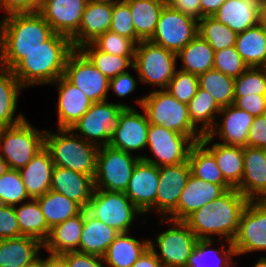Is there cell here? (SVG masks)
<instances>
[{
    "label": "cell",
    "instance_id": "cell-19",
    "mask_svg": "<svg viewBox=\"0 0 266 267\" xmlns=\"http://www.w3.org/2000/svg\"><path fill=\"white\" fill-rule=\"evenodd\" d=\"M87 0H43L39 14L56 34L72 38L79 29Z\"/></svg>",
    "mask_w": 266,
    "mask_h": 267
},
{
    "label": "cell",
    "instance_id": "cell-20",
    "mask_svg": "<svg viewBox=\"0 0 266 267\" xmlns=\"http://www.w3.org/2000/svg\"><path fill=\"white\" fill-rule=\"evenodd\" d=\"M190 175L188 160L177 165L159 167L156 212L161 214V218H166L177 207Z\"/></svg>",
    "mask_w": 266,
    "mask_h": 267
},
{
    "label": "cell",
    "instance_id": "cell-10",
    "mask_svg": "<svg viewBox=\"0 0 266 267\" xmlns=\"http://www.w3.org/2000/svg\"><path fill=\"white\" fill-rule=\"evenodd\" d=\"M86 211L119 233H131L136 216L144 214L124 192L94 189Z\"/></svg>",
    "mask_w": 266,
    "mask_h": 267
},
{
    "label": "cell",
    "instance_id": "cell-35",
    "mask_svg": "<svg viewBox=\"0 0 266 267\" xmlns=\"http://www.w3.org/2000/svg\"><path fill=\"white\" fill-rule=\"evenodd\" d=\"M176 55L182 62L181 71L199 76L214 68V50L199 34Z\"/></svg>",
    "mask_w": 266,
    "mask_h": 267
},
{
    "label": "cell",
    "instance_id": "cell-47",
    "mask_svg": "<svg viewBox=\"0 0 266 267\" xmlns=\"http://www.w3.org/2000/svg\"><path fill=\"white\" fill-rule=\"evenodd\" d=\"M98 50L121 57H134L136 44L129 38L106 31L91 42Z\"/></svg>",
    "mask_w": 266,
    "mask_h": 267
},
{
    "label": "cell",
    "instance_id": "cell-31",
    "mask_svg": "<svg viewBox=\"0 0 266 267\" xmlns=\"http://www.w3.org/2000/svg\"><path fill=\"white\" fill-rule=\"evenodd\" d=\"M83 226L84 210L51 228L49 237L43 243L44 250L53 254H62L68 251L79 252Z\"/></svg>",
    "mask_w": 266,
    "mask_h": 267
},
{
    "label": "cell",
    "instance_id": "cell-16",
    "mask_svg": "<svg viewBox=\"0 0 266 267\" xmlns=\"http://www.w3.org/2000/svg\"><path fill=\"white\" fill-rule=\"evenodd\" d=\"M149 126L145 112L141 114L136 108H123L108 145L128 153L144 150Z\"/></svg>",
    "mask_w": 266,
    "mask_h": 267
},
{
    "label": "cell",
    "instance_id": "cell-15",
    "mask_svg": "<svg viewBox=\"0 0 266 267\" xmlns=\"http://www.w3.org/2000/svg\"><path fill=\"white\" fill-rule=\"evenodd\" d=\"M232 243L236 256L266 251V200L247 203Z\"/></svg>",
    "mask_w": 266,
    "mask_h": 267
},
{
    "label": "cell",
    "instance_id": "cell-22",
    "mask_svg": "<svg viewBox=\"0 0 266 267\" xmlns=\"http://www.w3.org/2000/svg\"><path fill=\"white\" fill-rule=\"evenodd\" d=\"M220 115L221 121L215 123L208 135L214 139L219 136L222 144L246 147L254 117L233 104L221 107Z\"/></svg>",
    "mask_w": 266,
    "mask_h": 267
},
{
    "label": "cell",
    "instance_id": "cell-6",
    "mask_svg": "<svg viewBox=\"0 0 266 267\" xmlns=\"http://www.w3.org/2000/svg\"><path fill=\"white\" fill-rule=\"evenodd\" d=\"M176 53L156 45L151 41H140L135 47L133 69L139 81L167 89L177 70Z\"/></svg>",
    "mask_w": 266,
    "mask_h": 267
},
{
    "label": "cell",
    "instance_id": "cell-14",
    "mask_svg": "<svg viewBox=\"0 0 266 267\" xmlns=\"http://www.w3.org/2000/svg\"><path fill=\"white\" fill-rule=\"evenodd\" d=\"M63 76L93 103L106 101L110 94V80L80 49H74L68 56Z\"/></svg>",
    "mask_w": 266,
    "mask_h": 267
},
{
    "label": "cell",
    "instance_id": "cell-39",
    "mask_svg": "<svg viewBox=\"0 0 266 267\" xmlns=\"http://www.w3.org/2000/svg\"><path fill=\"white\" fill-rule=\"evenodd\" d=\"M19 229L23 236H30L38 239L42 244L50 234V228L41 211L37 199H29L14 206Z\"/></svg>",
    "mask_w": 266,
    "mask_h": 267
},
{
    "label": "cell",
    "instance_id": "cell-61",
    "mask_svg": "<svg viewBox=\"0 0 266 267\" xmlns=\"http://www.w3.org/2000/svg\"><path fill=\"white\" fill-rule=\"evenodd\" d=\"M259 24L266 32V0H260L259 6Z\"/></svg>",
    "mask_w": 266,
    "mask_h": 267
},
{
    "label": "cell",
    "instance_id": "cell-2",
    "mask_svg": "<svg viewBox=\"0 0 266 267\" xmlns=\"http://www.w3.org/2000/svg\"><path fill=\"white\" fill-rule=\"evenodd\" d=\"M54 31L38 13L11 14L0 19V64L12 69L26 53L41 46Z\"/></svg>",
    "mask_w": 266,
    "mask_h": 267
},
{
    "label": "cell",
    "instance_id": "cell-49",
    "mask_svg": "<svg viewBox=\"0 0 266 267\" xmlns=\"http://www.w3.org/2000/svg\"><path fill=\"white\" fill-rule=\"evenodd\" d=\"M109 31L131 39L136 45L141 41L136 35L129 6L124 0L113 4Z\"/></svg>",
    "mask_w": 266,
    "mask_h": 267
},
{
    "label": "cell",
    "instance_id": "cell-30",
    "mask_svg": "<svg viewBox=\"0 0 266 267\" xmlns=\"http://www.w3.org/2000/svg\"><path fill=\"white\" fill-rule=\"evenodd\" d=\"M22 90L12 69L0 64V129L15 126L26 119L22 113L15 116Z\"/></svg>",
    "mask_w": 266,
    "mask_h": 267
},
{
    "label": "cell",
    "instance_id": "cell-29",
    "mask_svg": "<svg viewBox=\"0 0 266 267\" xmlns=\"http://www.w3.org/2000/svg\"><path fill=\"white\" fill-rule=\"evenodd\" d=\"M42 249L43 244L30 236L0 239V267H25L39 257Z\"/></svg>",
    "mask_w": 266,
    "mask_h": 267
},
{
    "label": "cell",
    "instance_id": "cell-57",
    "mask_svg": "<svg viewBox=\"0 0 266 267\" xmlns=\"http://www.w3.org/2000/svg\"><path fill=\"white\" fill-rule=\"evenodd\" d=\"M171 7L197 20L201 19L200 0H177Z\"/></svg>",
    "mask_w": 266,
    "mask_h": 267
},
{
    "label": "cell",
    "instance_id": "cell-42",
    "mask_svg": "<svg viewBox=\"0 0 266 267\" xmlns=\"http://www.w3.org/2000/svg\"><path fill=\"white\" fill-rule=\"evenodd\" d=\"M199 87L207 91L220 106H228L234 102V78L211 69L198 76Z\"/></svg>",
    "mask_w": 266,
    "mask_h": 267
},
{
    "label": "cell",
    "instance_id": "cell-56",
    "mask_svg": "<svg viewBox=\"0 0 266 267\" xmlns=\"http://www.w3.org/2000/svg\"><path fill=\"white\" fill-rule=\"evenodd\" d=\"M137 82L135 78L127 71L110 79L109 91H114L118 97H125L133 93ZM112 89V90H111Z\"/></svg>",
    "mask_w": 266,
    "mask_h": 267
},
{
    "label": "cell",
    "instance_id": "cell-34",
    "mask_svg": "<svg viewBox=\"0 0 266 267\" xmlns=\"http://www.w3.org/2000/svg\"><path fill=\"white\" fill-rule=\"evenodd\" d=\"M149 247V239L139 240L128 233H119L102 256L106 267H132Z\"/></svg>",
    "mask_w": 266,
    "mask_h": 267
},
{
    "label": "cell",
    "instance_id": "cell-51",
    "mask_svg": "<svg viewBox=\"0 0 266 267\" xmlns=\"http://www.w3.org/2000/svg\"><path fill=\"white\" fill-rule=\"evenodd\" d=\"M23 236L19 229L14 206H5L0 209V239Z\"/></svg>",
    "mask_w": 266,
    "mask_h": 267
},
{
    "label": "cell",
    "instance_id": "cell-8",
    "mask_svg": "<svg viewBox=\"0 0 266 267\" xmlns=\"http://www.w3.org/2000/svg\"><path fill=\"white\" fill-rule=\"evenodd\" d=\"M141 155L101 146L96 157L94 188L106 191L125 192L133 170Z\"/></svg>",
    "mask_w": 266,
    "mask_h": 267
},
{
    "label": "cell",
    "instance_id": "cell-46",
    "mask_svg": "<svg viewBox=\"0 0 266 267\" xmlns=\"http://www.w3.org/2000/svg\"><path fill=\"white\" fill-rule=\"evenodd\" d=\"M266 95V69L247 68L234 79V97Z\"/></svg>",
    "mask_w": 266,
    "mask_h": 267
},
{
    "label": "cell",
    "instance_id": "cell-67",
    "mask_svg": "<svg viewBox=\"0 0 266 267\" xmlns=\"http://www.w3.org/2000/svg\"><path fill=\"white\" fill-rule=\"evenodd\" d=\"M6 204L4 203L3 199L0 197V209L4 208Z\"/></svg>",
    "mask_w": 266,
    "mask_h": 267
},
{
    "label": "cell",
    "instance_id": "cell-23",
    "mask_svg": "<svg viewBox=\"0 0 266 267\" xmlns=\"http://www.w3.org/2000/svg\"><path fill=\"white\" fill-rule=\"evenodd\" d=\"M52 85L57 86V129H70L91 107L88 97L64 76H60Z\"/></svg>",
    "mask_w": 266,
    "mask_h": 267
},
{
    "label": "cell",
    "instance_id": "cell-17",
    "mask_svg": "<svg viewBox=\"0 0 266 267\" xmlns=\"http://www.w3.org/2000/svg\"><path fill=\"white\" fill-rule=\"evenodd\" d=\"M158 182L159 167L140 159L124 193L144 215L151 211L156 213Z\"/></svg>",
    "mask_w": 266,
    "mask_h": 267
},
{
    "label": "cell",
    "instance_id": "cell-53",
    "mask_svg": "<svg viewBox=\"0 0 266 267\" xmlns=\"http://www.w3.org/2000/svg\"><path fill=\"white\" fill-rule=\"evenodd\" d=\"M43 0H0V9L8 16L11 14L39 12Z\"/></svg>",
    "mask_w": 266,
    "mask_h": 267
},
{
    "label": "cell",
    "instance_id": "cell-66",
    "mask_svg": "<svg viewBox=\"0 0 266 267\" xmlns=\"http://www.w3.org/2000/svg\"><path fill=\"white\" fill-rule=\"evenodd\" d=\"M164 6L171 7L177 0H160Z\"/></svg>",
    "mask_w": 266,
    "mask_h": 267
},
{
    "label": "cell",
    "instance_id": "cell-26",
    "mask_svg": "<svg viewBox=\"0 0 266 267\" xmlns=\"http://www.w3.org/2000/svg\"><path fill=\"white\" fill-rule=\"evenodd\" d=\"M200 142L214 155L224 180L232 188H237L243 177V147L215 142L208 134L203 135Z\"/></svg>",
    "mask_w": 266,
    "mask_h": 267
},
{
    "label": "cell",
    "instance_id": "cell-13",
    "mask_svg": "<svg viewBox=\"0 0 266 267\" xmlns=\"http://www.w3.org/2000/svg\"><path fill=\"white\" fill-rule=\"evenodd\" d=\"M197 34V19L172 7L164 6L155 32L149 41L177 54Z\"/></svg>",
    "mask_w": 266,
    "mask_h": 267
},
{
    "label": "cell",
    "instance_id": "cell-58",
    "mask_svg": "<svg viewBox=\"0 0 266 267\" xmlns=\"http://www.w3.org/2000/svg\"><path fill=\"white\" fill-rule=\"evenodd\" d=\"M132 267H163L154 251L148 247Z\"/></svg>",
    "mask_w": 266,
    "mask_h": 267
},
{
    "label": "cell",
    "instance_id": "cell-40",
    "mask_svg": "<svg viewBox=\"0 0 266 267\" xmlns=\"http://www.w3.org/2000/svg\"><path fill=\"white\" fill-rule=\"evenodd\" d=\"M36 199L50 229L83 210L67 196L52 190Z\"/></svg>",
    "mask_w": 266,
    "mask_h": 267
},
{
    "label": "cell",
    "instance_id": "cell-55",
    "mask_svg": "<svg viewBox=\"0 0 266 267\" xmlns=\"http://www.w3.org/2000/svg\"><path fill=\"white\" fill-rule=\"evenodd\" d=\"M247 146L266 149V114L254 117L249 128Z\"/></svg>",
    "mask_w": 266,
    "mask_h": 267
},
{
    "label": "cell",
    "instance_id": "cell-60",
    "mask_svg": "<svg viewBox=\"0 0 266 267\" xmlns=\"http://www.w3.org/2000/svg\"><path fill=\"white\" fill-rule=\"evenodd\" d=\"M44 267H68L66 259L61 254L48 252V257L43 258Z\"/></svg>",
    "mask_w": 266,
    "mask_h": 267
},
{
    "label": "cell",
    "instance_id": "cell-62",
    "mask_svg": "<svg viewBox=\"0 0 266 267\" xmlns=\"http://www.w3.org/2000/svg\"><path fill=\"white\" fill-rule=\"evenodd\" d=\"M25 267H44L43 257H41L39 255V257L37 259H35L31 264H29Z\"/></svg>",
    "mask_w": 266,
    "mask_h": 267
},
{
    "label": "cell",
    "instance_id": "cell-3",
    "mask_svg": "<svg viewBox=\"0 0 266 267\" xmlns=\"http://www.w3.org/2000/svg\"><path fill=\"white\" fill-rule=\"evenodd\" d=\"M73 50L70 38L54 33L41 46L27 52L12 72L23 88L51 85L64 75L68 56Z\"/></svg>",
    "mask_w": 266,
    "mask_h": 267
},
{
    "label": "cell",
    "instance_id": "cell-43",
    "mask_svg": "<svg viewBox=\"0 0 266 267\" xmlns=\"http://www.w3.org/2000/svg\"><path fill=\"white\" fill-rule=\"evenodd\" d=\"M93 63V65L109 80L133 68L134 57H121L98 50L92 43L79 48Z\"/></svg>",
    "mask_w": 266,
    "mask_h": 267
},
{
    "label": "cell",
    "instance_id": "cell-63",
    "mask_svg": "<svg viewBox=\"0 0 266 267\" xmlns=\"http://www.w3.org/2000/svg\"><path fill=\"white\" fill-rule=\"evenodd\" d=\"M9 169L6 161L0 156V176Z\"/></svg>",
    "mask_w": 266,
    "mask_h": 267
},
{
    "label": "cell",
    "instance_id": "cell-9",
    "mask_svg": "<svg viewBox=\"0 0 266 267\" xmlns=\"http://www.w3.org/2000/svg\"><path fill=\"white\" fill-rule=\"evenodd\" d=\"M166 221L171 227L158 234L155 241L149 239V247L163 267H186L198 238L184 221L161 218L160 224Z\"/></svg>",
    "mask_w": 266,
    "mask_h": 267
},
{
    "label": "cell",
    "instance_id": "cell-45",
    "mask_svg": "<svg viewBox=\"0 0 266 267\" xmlns=\"http://www.w3.org/2000/svg\"><path fill=\"white\" fill-rule=\"evenodd\" d=\"M0 197L6 206H17L31 199L22 182L19 170L8 169L0 176Z\"/></svg>",
    "mask_w": 266,
    "mask_h": 267
},
{
    "label": "cell",
    "instance_id": "cell-27",
    "mask_svg": "<svg viewBox=\"0 0 266 267\" xmlns=\"http://www.w3.org/2000/svg\"><path fill=\"white\" fill-rule=\"evenodd\" d=\"M259 6L260 0H226L212 17L238 34L259 23Z\"/></svg>",
    "mask_w": 266,
    "mask_h": 267
},
{
    "label": "cell",
    "instance_id": "cell-65",
    "mask_svg": "<svg viewBox=\"0 0 266 267\" xmlns=\"http://www.w3.org/2000/svg\"><path fill=\"white\" fill-rule=\"evenodd\" d=\"M90 2H97V3H108V4H114L116 2L122 1V0H87Z\"/></svg>",
    "mask_w": 266,
    "mask_h": 267
},
{
    "label": "cell",
    "instance_id": "cell-24",
    "mask_svg": "<svg viewBox=\"0 0 266 267\" xmlns=\"http://www.w3.org/2000/svg\"><path fill=\"white\" fill-rule=\"evenodd\" d=\"M94 189L93 177L54 165L50 190L67 196L83 210L87 208Z\"/></svg>",
    "mask_w": 266,
    "mask_h": 267
},
{
    "label": "cell",
    "instance_id": "cell-38",
    "mask_svg": "<svg viewBox=\"0 0 266 267\" xmlns=\"http://www.w3.org/2000/svg\"><path fill=\"white\" fill-rule=\"evenodd\" d=\"M187 107L192 125L202 135L208 134L214 128L215 123L219 121L217 119L221 107L207 91L200 87L195 96L188 102Z\"/></svg>",
    "mask_w": 266,
    "mask_h": 267
},
{
    "label": "cell",
    "instance_id": "cell-52",
    "mask_svg": "<svg viewBox=\"0 0 266 267\" xmlns=\"http://www.w3.org/2000/svg\"><path fill=\"white\" fill-rule=\"evenodd\" d=\"M233 105L257 117L266 114V95L234 97Z\"/></svg>",
    "mask_w": 266,
    "mask_h": 267
},
{
    "label": "cell",
    "instance_id": "cell-1",
    "mask_svg": "<svg viewBox=\"0 0 266 267\" xmlns=\"http://www.w3.org/2000/svg\"><path fill=\"white\" fill-rule=\"evenodd\" d=\"M248 202L236 188H232L193 212L184 222L198 239H213L215 235V238L218 236V239L232 242Z\"/></svg>",
    "mask_w": 266,
    "mask_h": 267
},
{
    "label": "cell",
    "instance_id": "cell-50",
    "mask_svg": "<svg viewBox=\"0 0 266 267\" xmlns=\"http://www.w3.org/2000/svg\"><path fill=\"white\" fill-rule=\"evenodd\" d=\"M248 66L234 47L214 52V69L232 78L240 76Z\"/></svg>",
    "mask_w": 266,
    "mask_h": 267
},
{
    "label": "cell",
    "instance_id": "cell-33",
    "mask_svg": "<svg viewBox=\"0 0 266 267\" xmlns=\"http://www.w3.org/2000/svg\"><path fill=\"white\" fill-rule=\"evenodd\" d=\"M222 241L223 243L226 242L225 244L228 245L222 244V247L219 250L211 247V245H214L215 242L219 243ZM235 256V249L231 241L215 238L198 239L191 255L189 256L186 267H234L232 265L234 263L233 258Z\"/></svg>",
    "mask_w": 266,
    "mask_h": 267
},
{
    "label": "cell",
    "instance_id": "cell-7",
    "mask_svg": "<svg viewBox=\"0 0 266 267\" xmlns=\"http://www.w3.org/2000/svg\"><path fill=\"white\" fill-rule=\"evenodd\" d=\"M45 130L34 128L26 119L0 129V156L9 169L19 170L44 147Z\"/></svg>",
    "mask_w": 266,
    "mask_h": 267
},
{
    "label": "cell",
    "instance_id": "cell-28",
    "mask_svg": "<svg viewBox=\"0 0 266 267\" xmlns=\"http://www.w3.org/2000/svg\"><path fill=\"white\" fill-rule=\"evenodd\" d=\"M53 168L51 156L43 147L26 166L19 169L30 198L36 199L50 190Z\"/></svg>",
    "mask_w": 266,
    "mask_h": 267
},
{
    "label": "cell",
    "instance_id": "cell-54",
    "mask_svg": "<svg viewBox=\"0 0 266 267\" xmlns=\"http://www.w3.org/2000/svg\"><path fill=\"white\" fill-rule=\"evenodd\" d=\"M68 264V267H105L103 257L81 253L78 251H68L61 254ZM104 264V265H103Z\"/></svg>",
    "mask_w": 266,
    "mask_h": 267
},
{
    "label": "cell",
    "instance_id": "cell-37",
    "mask_svg": "<svg viewBox=\"0 0 266 267\" xmlns=\"http://www.w3.org/2000/svg\"><path fill=\"white\" fill-rule=\"evenodd\" d=\"M132 15L134 29L141 41H149L164 5L160 0H124Z\"/></svg>",
    "mask_w": 266,
    "mask_h": 267
},
{
    "label": "cell",
    "instance_id": "cell-59",
    "mask_svg": "<svg viewBox=\"0 0 266 267\" xmlns=\"http://www.w3.org/2000/svg\"><path fill=\"white\" fill-rule=\"evenodd\" d=\"M226 0H200L201 18L214 15Z\"/></svg>",
    "mask_w": 266,
    "mask_h": 267
},
{
    "label": "cell",
    "instance_id": "cell-12",
    "mask_svg": "<svg viewBox=\"0 0 266 267\" xmlns=\"http://www.w3.org/2000/svg\"><path fill=\"white\" fill-rule=\"evenodd\" d=\"M194 142L186 135L165 128L163 125L150 124L147 134V147L152 157L141 155V159L155 166L177 165L188 160Z\"/></svg>",
    "mask_w": 266,
    "mask_h": 267
},
{
    "label": "cell",
    "instance_id": "cell-44",
    "mask_svg": "<svg viewBox=\"0 0 266 267\" xmlns=\"http://www.w3.org/2000/svg\"><path fill=\"white\" fill-rule=\"evenodd\" d=\"M198 34L209 43L214 52L234 47L237 37V33L212 16L198 20Z\"/></svg>",
    "mask_w": 266,
    "mask_h": 267
},
{
    "label": "cell",
    "instance_id": "cell-11",
    "mask_svg": "<svg viewBox=\"0 0 266 267\" xmlns=\"http://www.w3.org/2000/svg\"><path fill=\"white\" fill-rule=\"evenodd\" d=\"M95 102L70 128L76 135L98 147L109 144L119 113L123 108H135L121 102Z\"/></svg>",
    "mask_w": 266,
    "mask_h": 267
},
{
    "label": "cell",
    "instance_id": "cell-18",
    "mask_svg": "<svg viewBox=\"0 0 266 267\" xmlns=\"http://www.w3.org/2000/svg\"><path fill=\"white\" fill-rule=\"evenodd\" d=\"M230 189V185H216L191 174L181 192L177 207L166 218L184 221L193 212Z\"/></svg>",
    "mask_w": 266,
    "mask_h": 267
},
{
    "label": "cell",
    "instance_id": "cell-32",
    "mask_svg": "<svg viewBox=\"0 0 266 267\" xmlns=\"http://www.w3.org/2000/svg\"><path fill=\"white\" fill-rule=\"evenodd\" d=\"M118 235L117 230L91 216L85 209L79 252L102 257Z\"/></svg>",
    "mask_w": 266,
    "mask_h": 267
},
{
    "label": "cell",
    "instance_id": "cell-64",
    "mask_svg": "<svg viewBox=\"0 0 266 267\" xmlns=\"http://www.w3.org/2000/svg\"><path fill=\"white\" fill-rule=\"evenodd\" d=\"M252 267H266V257L262 256Z\"/></svg>",
    "mask_w": 266,
    "mask_h": 267
},
{
    "label": "cell",
    "instance_id": "cell-36",
    "mask_svg": "<svg viewBox=\"0 0 266 267\" xmlns=\"http://www.w3.org/2000/svg\"><path fill=\"white\" fill-rule=\"evenodd\" d=\"M235 49L249 68L264 67L266 64V32L257 25L238 33Z\"/></svg>",
    "mask_w": 266,
    "mask_h": 267
},
{
    "label": "cell",
    "instance_id": "cell-21",
    "mask_svg": "<svg viewBox=\"0 0 266 267\" xmlns=\"http://www.w3.org/2000/svg\"><path fill=\"white\" fill-rule=\"evenodd\" d=\"M244 170L236 188L249 201L266 200V149L243 147Z\"/></svg>",
    "mask_w": 266,
    "mask_h": 267
},
{
    "label": "cell",
    "instance_id": "cell-25",
    "mask_svg": "<svg viewBox=\"0 0 266 267\" xmlns=\"http://www.w3.org/2000/svg\"><path fill=\"white\" fill-rule=\"evenodd\" d=\"M113 4L87 1L78 32L71 38L74 49L93 42L109 31Z\"/></svg>",
    "mask_w": 266,
    "mask_h": 267
},
{
    "label": "cell",
    "instance_id": "cell-5",
    "mask_svg": "<svg viewBox=\"0 0 266 267\" xmlns=\"http://www.w3.org/2000/svg\"><path fill=\"white\" fill-rule=\"evenodd\" d=\"M135 102L146 113L150 124L163 125L188 136L194 143L203 137L191 123L187 104L178 101L166 89L152 90L141 98L137 97Z\"/></svg>",
    "mask_w": 266,
    "mask_h": 267
},
{
    "label": "cell",
    "instance_id": "cell-41",
    "mask_svg": "<svg viewBox=\"0 0 266 267\" xmlns=\"http://www.w3.org/2000/svg\"><path fill=\"white\" fill-rule=\"evenodd\" d=\"M188 162L193 176L216 185H229L224 180L214 155L200 141L192 145Z\"/></svg>",
    "mask_w": 266,
    "mask_h": 267
},
{
    "label": "cell",
    "instance_id": "cell-4",
    "mask_svg": "<svg viewBox=\"0 0 266 267\" xmlns=\"http://www.w3.org/2000/svg\"><path fill=\"white\" fill-rule=\"evenodd\" d=\"M56 131L54 134L53 131L46 129L44 134V147L54 165L94 178L99 147L85 141L71 129Z\"/></svg>",
    "mask_w": 266,
    "mask_h": 267
},
{
    "label": "cell",
    "instance_id": "cell-48",
    "mask_svg": "<svg viewBox=\"0 0 266 267\" xmlns=\"http://www.w3.org/2000/svg\"><path fill=\"white\" fill-rule=\"evenodd\" d=\"M198 88L199 79L197 75L176 70L166 90L178 101L188 104L195 96Z\"/></svg>",
    "mask_w": 266,
    "mask_h": 267
}]
</instances>
